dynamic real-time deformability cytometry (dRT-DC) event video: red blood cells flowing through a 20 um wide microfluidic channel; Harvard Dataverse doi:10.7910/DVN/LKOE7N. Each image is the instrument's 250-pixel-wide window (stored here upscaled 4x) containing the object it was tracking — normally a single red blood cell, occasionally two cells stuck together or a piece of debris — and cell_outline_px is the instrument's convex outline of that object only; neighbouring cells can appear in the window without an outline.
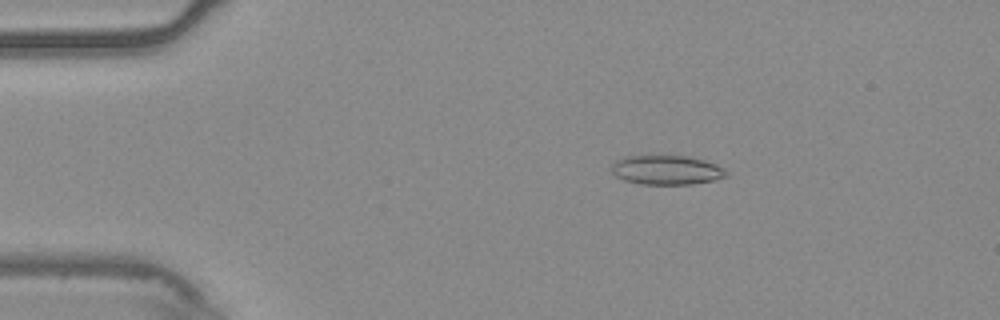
{"species": "common noctule bat (a hibernating species)", "species_latin": "Nyctalus noctula", "temperature_condition": "warm", "stored_images_in_passage": 55, "camera_frame_rate_fps": 3000, "um_per_image_px": 0.085, "animal": {"sex": "male", "body_mass_g": 20.4}, "frame": {"image": 1, "passage_image": 10, "time_ms": 3.0, "image_size_px": [1000, 320], "cell_outline_px": [[728, 176], [712, 180], [692, 184], [640, 184], [624, 180], [616, 176], [612, 172], [612, 164], [616, 160], [624, 156], [652, 152], [688, 156], [704, 160], [716, 164], [724, 168], [728, 172]], "centroid_in_image_um": [56.62, 14.39], "position_along_channel_um": 28.4, "area_um2": 20.52}}
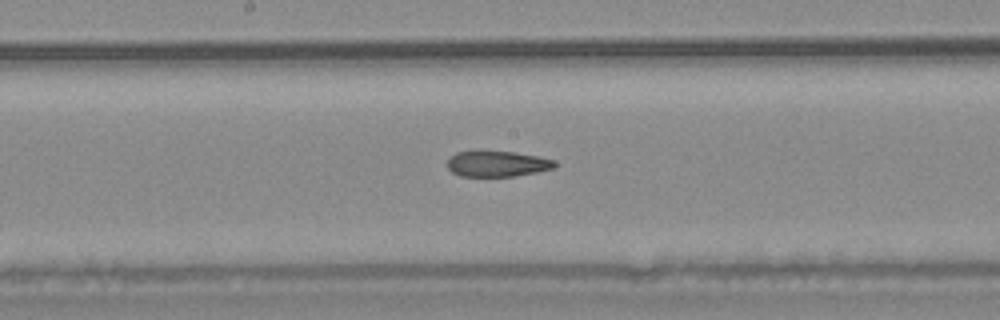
{"frame": {"image": 2, "passage_image": 29, "time_ms": 9.333, "image_size_px": [1000, 320], "cell_outline_px": [[560, 164], [552, 168], [536, 172], [512, 176], [460, 176], [452, 172], [448, 168], [448, 160], [456, 152], [516, 152], [540, 156], [556, 160]], "centroid_in_image_um": [42.33, 13.93], "position_along_channel_um": 205.9, "area_um2": 15.95}}
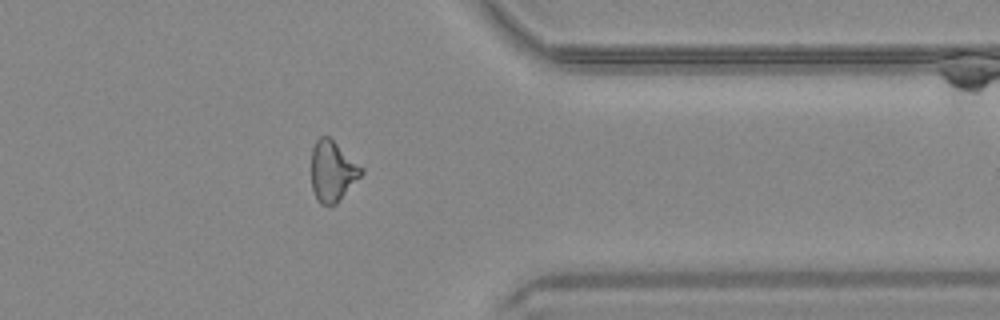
{"frame": {"image": 3, "passage_image": 44, "time_ms": 14.333, "image_size_px": [1000, 320], "cell_outline_px": [[364, 172], [336, 204], [320, 204], [316, 200], [312, 188], [312, 148], [316, 140], [320, 136], [328, 136], [364, 168]], "centroid_in_image_um": [28.26, 14.55], "position_along_channel_um": 383.1, "area_um2": 17.51}, "authors_computed_cell_mechanics": {"area_um2": 18.3226, "velocity_mm_per_s": 3.7548, "shape_relaxation_time_tau1_ms": null, "shape_relaxation_time_tau2_ms": 4.673, "deformation_change_tau1": null, "deformation_change_tau2": 0.1317}}